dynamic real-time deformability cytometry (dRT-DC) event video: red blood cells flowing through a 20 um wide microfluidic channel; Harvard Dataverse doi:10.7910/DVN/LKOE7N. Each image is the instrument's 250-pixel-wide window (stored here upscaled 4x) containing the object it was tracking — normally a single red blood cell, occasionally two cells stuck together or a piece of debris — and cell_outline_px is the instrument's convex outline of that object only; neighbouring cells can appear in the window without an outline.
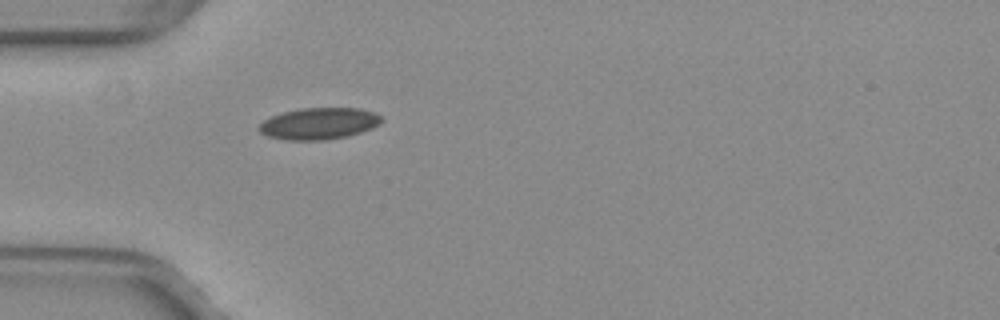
{"species": "common noctule bat (a hibernating species)", "species_latin": "Nyctalus noctula", "temperature_condition": "warm", "stored_images_in_passage": 17, "camera_frame_rate_fps": 3000, "um_per_image_px": 0.085, "animal": {"sex": "female", "body_mass_g": 29.2, "forearm_length_mm": 56.3}, "frame": {"image": 1, "passage_image": 1, "time_ms": 0.0, "image_size_px": [1000, 320], "cell_outline_px": [[384, 120], [380, 124], [372, 128], [348, 136], [324, 140], [288, 140], [268, 136], [260, 132], [256, 128], [264, 120], [280, 112], [300, 108], [360, 108], [376, 112]], "centroid_in_image_um": [27.12, 10.49], "position_along_channel_um": 57.9, "area_um2": 22.77}}
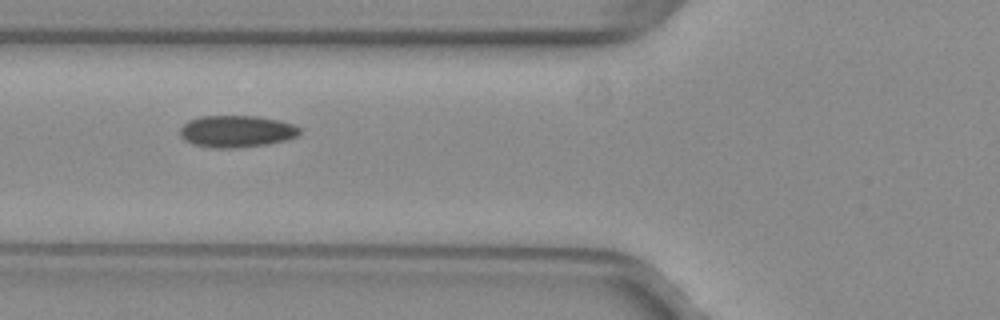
{"frame": {"image": 2, "passage_image": 5, "time_ms": 1.333, "image_size_px": [1000, 320], "cell_outline_px": [[300, 132], [296, 136], [288, 140], [268, 144], [236, 148], [212, 148], [192, 144], [184, 140], [180, 136], [180, 128], [188, 120], [200, 116], [256, 116], [280, 120], [292, 124], [300, 128]], "centroid_in_image_um": [20.09, 11.17], "position_along_channel_um": 105.7, "area_um2": 22.43}}
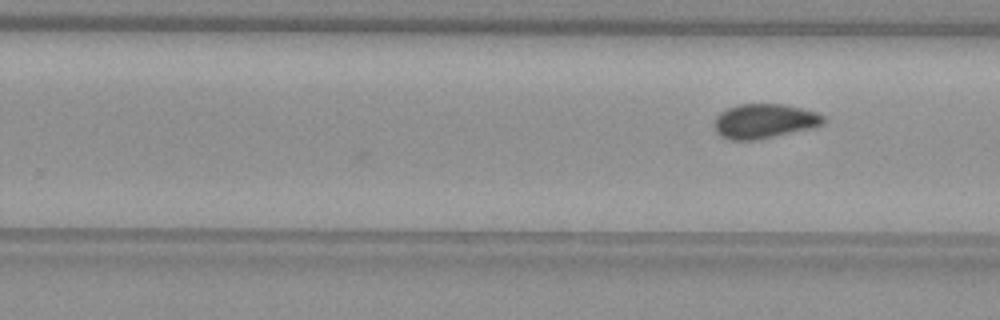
{"frame": {"image": 3, "passage_image": 17, "time_ms": 5.333, "image_size_px": [1000, 320], "cell_outline_px": [[824, 124], [808, 128], [756, 140], [728, 140], [720, 136], [716, 132], [712, 124], [716, 116], [720, 112], [736, 104], [784, 104], [816, 112], [824, 116]], "centroid_in_image_um": [64.88, 10.29], "position_along_channel_um": 264.9, "area_um2": 21.91}}